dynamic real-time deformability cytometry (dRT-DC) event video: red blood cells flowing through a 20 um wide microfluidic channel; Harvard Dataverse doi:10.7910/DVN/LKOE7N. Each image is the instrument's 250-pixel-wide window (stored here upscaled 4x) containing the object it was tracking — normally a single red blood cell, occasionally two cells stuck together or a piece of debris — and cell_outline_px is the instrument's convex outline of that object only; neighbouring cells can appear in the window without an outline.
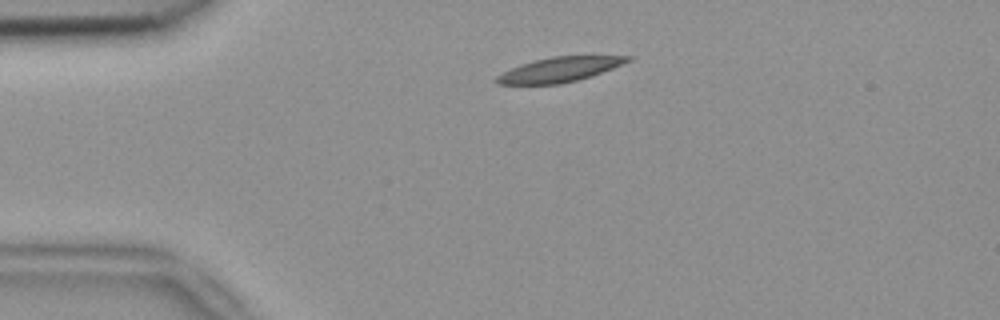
{"species": "common noctule bat (a hibernating species)", "species_latin": "Nyctalus noctula", "temperature_condition": "room temperature", "stored_images_in_passage": 2, "camera_frame_rate_fps": 3000, "um_per_image_px": 0.085, "animal": {"sex": "female", "body_mass_g": 18.4}, "frame": {"image": 1, "passage_image": 1, "time_ms": 0.0, "image_size_px": [1000, 320], "cell_outline_px": [[632, 60], [592, 76], [560, 84], [496, 84], [492, 80], [496, 76], [520, 64], [532, 60], [552, 56], [632, 56]], "centroid_in_image_um": [47.52, 5.91], "position_along_channel_um": 37.5, "area_um2": 18.84}}